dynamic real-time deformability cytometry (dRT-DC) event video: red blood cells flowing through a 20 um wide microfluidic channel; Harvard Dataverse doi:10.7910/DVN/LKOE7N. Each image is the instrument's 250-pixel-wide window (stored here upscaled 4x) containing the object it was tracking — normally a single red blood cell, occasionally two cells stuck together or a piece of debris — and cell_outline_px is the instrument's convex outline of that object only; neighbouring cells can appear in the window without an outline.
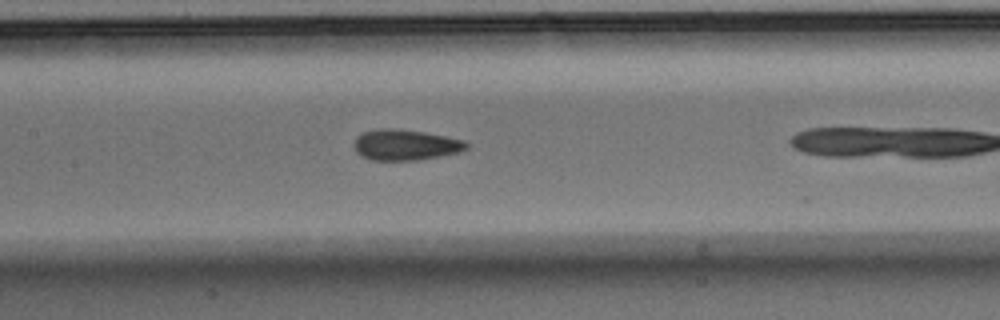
{"species": "Egyptian fruit bat (a non-hibernating species)", "species_latin": "Rousettus aegyptiacus", "temperature_condition": "warm", "stored_images_in_passage": 19, "camera_frame_rate_fps": 3000, "um_per_image_px": 0.085, "animal": {"sex": "male"}, "frame": {"image": 1, "passage_image": 4, "time_ms": 1.0, "image_size_px": [1000, 320], "cell_outline_px": [[472, 144], [468, 148], [460, 152], [440, 156], [416, 160], [372, 160], [360, 156], [356, 152], [352, 144], [356, 136], [364, 132], [380, 128], [400, 128], [424, 132], [468, 140]], "centroid_in_image_um": [34.49, 12.3], "position_along_channel_um": 172.9, "area_um2": 20.63}}
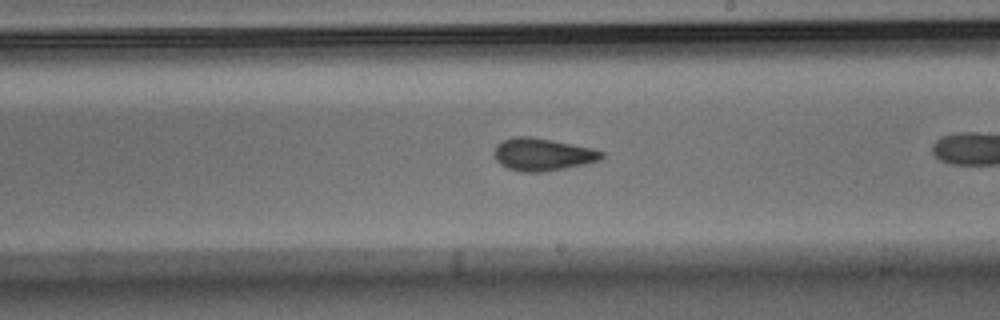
{"frame": {"image": 2, "passage_image": 9, "time_ms": 2.667, "image_size_px": [1000, 320], "cell_outline_px": [[604, 156], [600, 160], [584, 164], [544, 172], [520, 172], [508, 168], [500, 164], [496, 160], [492, 152], [496, 144], [500, 140], [512, 136], [532, 136], [592, 148], [604, 152]], "centroid_in_image_um": [46.06, 13.11], "position_along_channel_um": 242.9, "area_um2": 20.63}}